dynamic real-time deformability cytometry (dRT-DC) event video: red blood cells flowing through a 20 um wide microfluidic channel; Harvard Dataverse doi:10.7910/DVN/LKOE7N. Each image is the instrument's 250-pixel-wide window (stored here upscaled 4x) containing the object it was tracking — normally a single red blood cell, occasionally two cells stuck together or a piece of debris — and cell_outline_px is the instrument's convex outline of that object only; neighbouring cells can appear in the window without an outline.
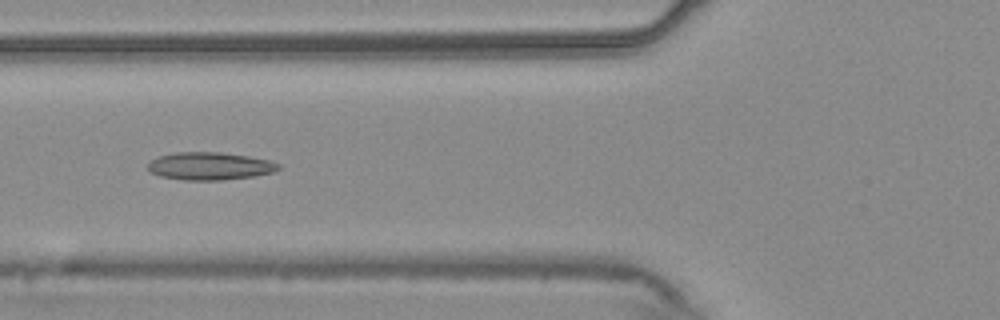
{"species": "common noctule bat (a hibernating species)", "species_latin": "Nyctalus noctula", "temperature_condition": "warm", "stored_images_in_passage": 38, "camera_frame_rate_fps": 3000, "um_per_image_px": 0.085, "animal": {"sex": "male", "body_mass_g": 20.4}, "frame": {"image": 1, "passage_image": 4, "time_ms": 1.0, "image_size_px": [1000, 320], "cell_outline_px": [[280, 168], [276, 172], [252, 176], [220, 180], [184, 180], [160, 176], [152, 172], [148, 168], [148, 164], [152, 160], [160, 156], [176, 152], [220, 152], [248, 156], [268, 160], [280, 164]], "centroid_in_image_um": [17.86, 14.11], "position_along_channel_um": 107.9, "area_um2": 20.92}}
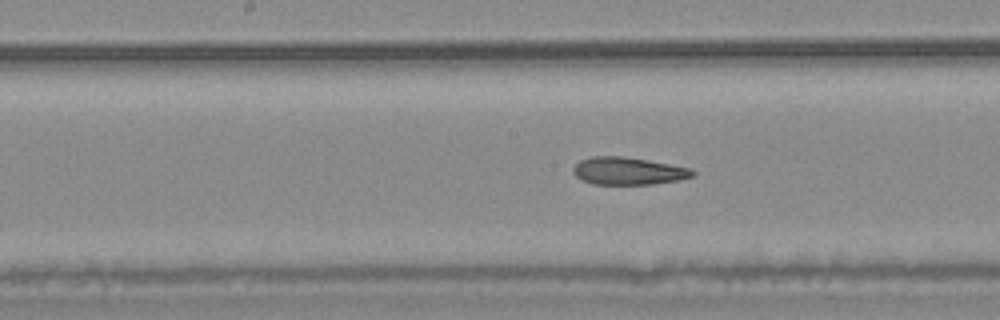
{"frame": {"image": 2, "passage_image": 11, "time_ms": 3.333, "image_size_px": [1000, 320], "cell_outline_px": [[696, 176], [680, 180], [652, 184], [592, 184], [580, 180], [572, 172], [572, 168], [580, 160], [592, 156], [624, 156], [648, 160], [692, 168], [696, 172]], "centroid_in_image_um": [53.41, 14.53], "position_along_channel_um": 194.8, "area_um2": 19.42}}
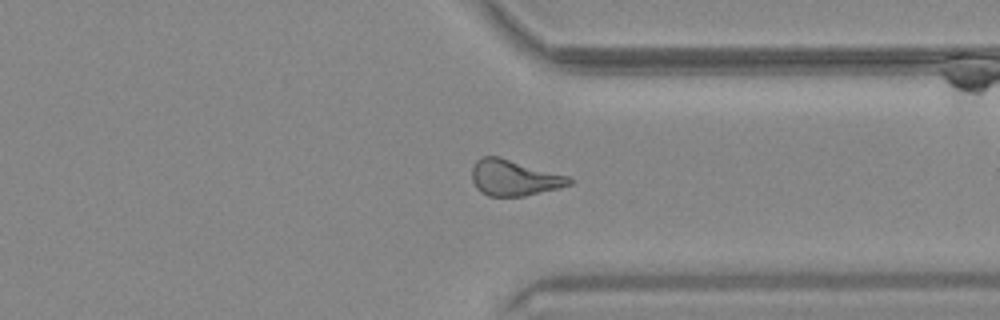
{"frame": {"image": 3, "passage_image": 25, "time_ms": 8.0, "image_size_px": [1000, 320], "cell_outline_px": [[572, 184], [560, 188], [524, 196], [488, 196], [480, 192], [476, 188], [472, 180], [472, 168], [476, 160], [484, 156], [500, 156], [568, 176], [572, 180]], "centroid_in_image_um": [43.68, 15.11], "position_along_channel_um": 367.7, "area_um2": 20.46}, "authors_computed_cell_mechanics": {"area_um2": 19.9699, "velocity_mm_per_s": 3.7102, "shape_relaxation_time_tau1_ms": null, "shape_relaxation_time_tau2_ms": 4.8392, "deformation_change_tau1": null, "deformation_change_tau2": 0.1418}}